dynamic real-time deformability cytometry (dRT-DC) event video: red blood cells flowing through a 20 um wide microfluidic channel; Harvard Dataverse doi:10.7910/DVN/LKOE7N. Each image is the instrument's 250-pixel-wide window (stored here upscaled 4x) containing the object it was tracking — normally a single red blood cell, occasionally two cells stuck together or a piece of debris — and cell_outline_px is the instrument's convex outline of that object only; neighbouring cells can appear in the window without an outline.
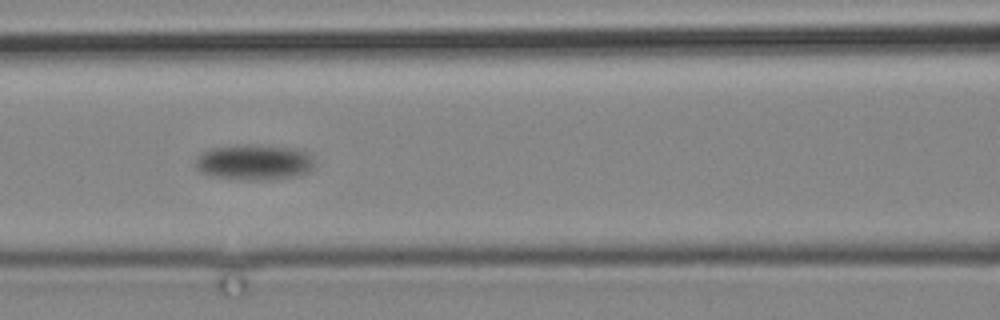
{"species": "common noctule bat (a hibernating species)", "species_latin": "Nyctalus noctula", "temperature_condition": "cold", "stored_images_in_passage": 10, "camera_frame_rate_fps": 3000, "um_per_image_px": 0.085, "animal": {"sex": "male", "body_mass_g": 19.2, "forearm_length_mm": 51.8}, "frame": {"image": 1, "passage_image": 9, "time_ms": 9.333, "image_size_px": [1000, 320], "cell_outline_px": [[316, 168], [308, 172], [296, 176], [264, 180], [216, 176], [200, 172], [196, 168], [196, 156], [200, 152], [212, 148], [236, 144], [260, 144], [296, 148], [308, 152], [312, 156]], "centroid_in_image_um": [21.65, 13.75], "position_along_channel_um": 144.9, "area_um2": 24.97}}
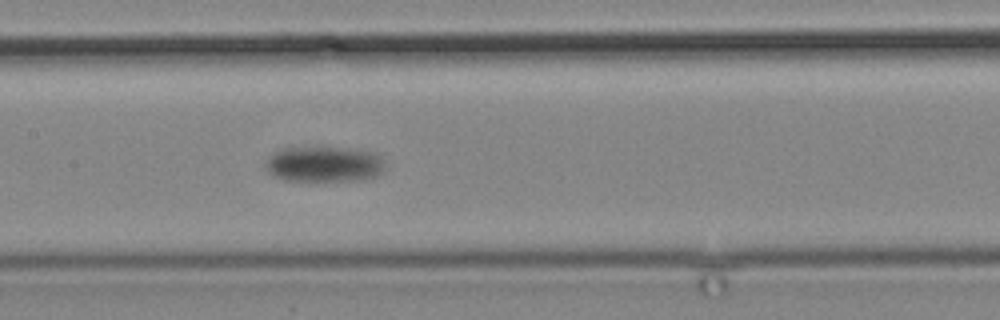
{"frame": {"image": 2, "passage_image": 10, "time_ms": 10.667, "image_size_px": [1000, 320], "cell_outline_px": [[384, 168], [376, 176], [364, 180], [288, 180], [272, 176], [264, 168], [264, 160], [268, 156], [284, 148], [348, 148], [376, 152], [384, 160]], "centroid_in_image_um": [27.54, 13.95], "position_along_channel_um": 179.9, "area_um2": 24.8}}